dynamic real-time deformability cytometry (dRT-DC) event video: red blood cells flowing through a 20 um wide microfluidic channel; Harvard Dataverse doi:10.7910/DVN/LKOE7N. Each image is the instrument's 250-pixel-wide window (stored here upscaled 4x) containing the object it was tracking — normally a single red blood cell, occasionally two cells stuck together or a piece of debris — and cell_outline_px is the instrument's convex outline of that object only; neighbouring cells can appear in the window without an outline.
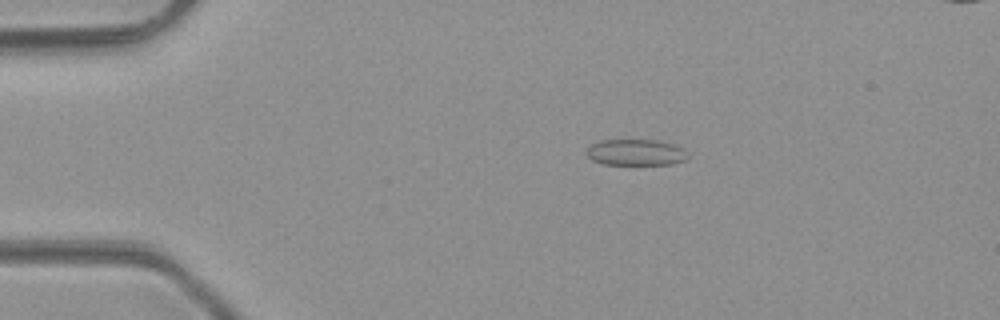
{"species": "common noctule bat (a hibernating species)", "species_latin": "Nyctalus noctula", "temperature_condition": "room temperature", "stored_images_in_passage": 50, "segment_of_instrument_passage": [1, 2], "camera_frame_rate_fps": 3000, "um_per_image_px": 0.085, "animal": {"sex": "male", "body_mass_g": 23.1, "forearm_length_mm": 52.7}, "frame": {"image": 1, "passage_image": 10, "time_ms": 3.0, "image_size_px": [1000, 320], "cell_outline_px": [[688, 160], [672, 164], [604, 164], [592, 160], [584, 152], [592, 144], [600, 140], [656, 140], [676, 144], [684, 148], [688, 152]], "centroid_in_image_um": [54.09, 12.95], "position_along_channel_um": 30.9, "area_um2": 15.66}}
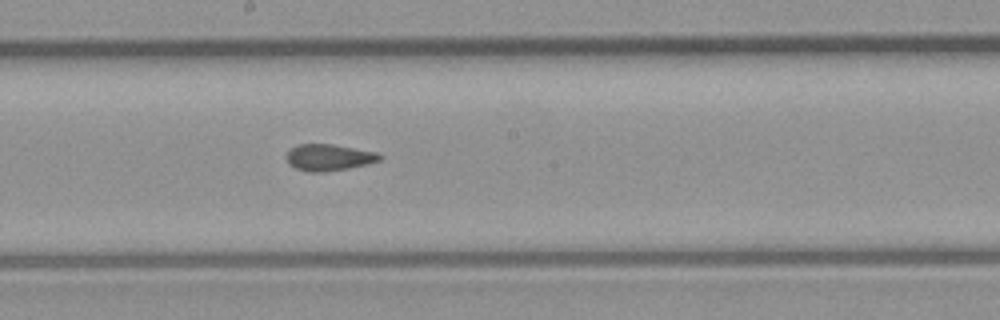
{"frame": {"image": 2, "passage_image": 27, "time_ms": 8.667, "image_size_px": [1000, 320], "cell_outline_px": [[384, 156], [380, 160], [368, 164], [348, 168], [324, 172], [308, 172], [296, 168], [288, 164], [288, 152], [292, 148], [300, 144], [332, 144], [376, 152]], "centroid_in_image_um": [27.98, 13.39], "position_along_channel_um": 220.2, "area_um2": 14.28}}
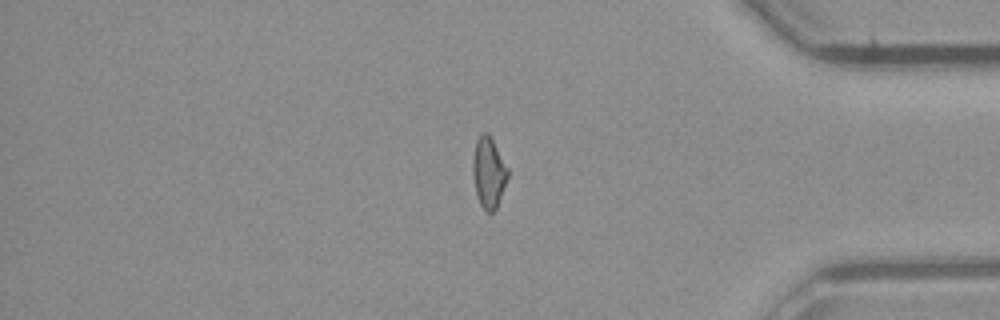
{"frame": {"image": 3, "passage_image": 41, "time_ms": 13.333, "image_size_px": [1000, 320], "cell_outline_px": [[508, 176], [496, 208], [492, 212], [488, 212], [480, 204], [476, 192], [472, 172], [472, 160], [476, 140], [480, 132], [488, 132], [508, 168]], "centroid_in_image_um": [41.52, 14.62], "position_along_channel_um": 393.7, "area_um2": 14.28}}